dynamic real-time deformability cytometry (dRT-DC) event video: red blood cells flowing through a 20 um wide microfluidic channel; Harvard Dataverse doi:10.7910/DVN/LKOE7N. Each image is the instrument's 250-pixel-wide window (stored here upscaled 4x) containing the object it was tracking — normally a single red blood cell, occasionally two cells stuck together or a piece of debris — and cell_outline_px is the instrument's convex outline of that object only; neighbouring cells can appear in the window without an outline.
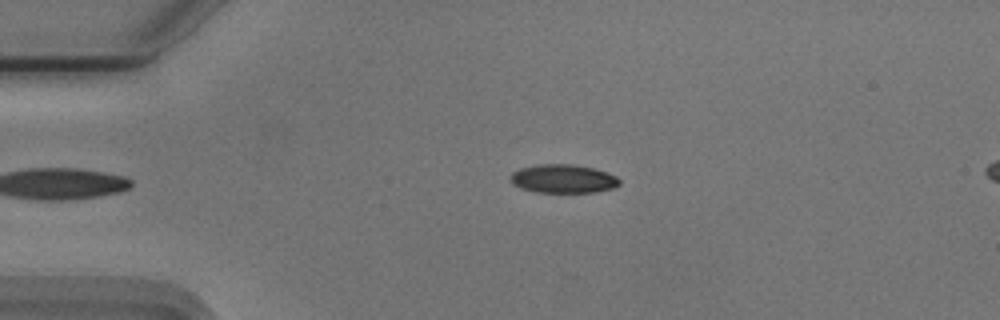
{"species": "Egyptian fruit bat (a non-hibernating species)", "species_latin": "Rousettus aegyptiacus", "temperature_condition": "cold", "stored_images_in_passage": 38, "camera_frame_rate_fps": 3000, "um_per_image_px": 0.085, "animal": {"sex": "male"}, "frame": {"image": 1, "passage_image": 1, "time_ms": 0.0, "image_size_px": [1000, 320], "cell_outline_px": [[620, 184], [612, 188], [596, 192], [536, 192], [520, 188], [512, 184], [508, 180], [508, 176], [512, 172], [520, 168], [536, 164], [572, 164], [592, 168], [616, 176], [620, 180]], "centroid_in_image_um": [47.79, 15.19], "position_along_channel_um": 37.2, "area_um2": 18.26}}
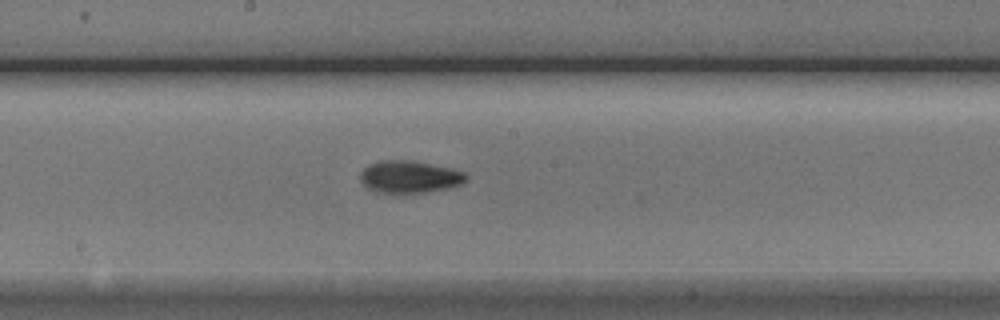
{"frame": {"image": 2, "passage_image": 18, "time_ms": 5.667, "image_size_px": [1000, 320], "cell_outline_px": [[468, 180], [464, 184], [448, 188], [424, 192], [396, 196], [376, 192], [368, 188], [360, 180], [360, 172], [368, 164], [380, 160], [408, 160], [452, 168], [464, 172], [468, 176]], "centroid_in_image_um": [34.8, 15.07], "position_along_channel_um": 213.4, "area_um2": 20.58}}
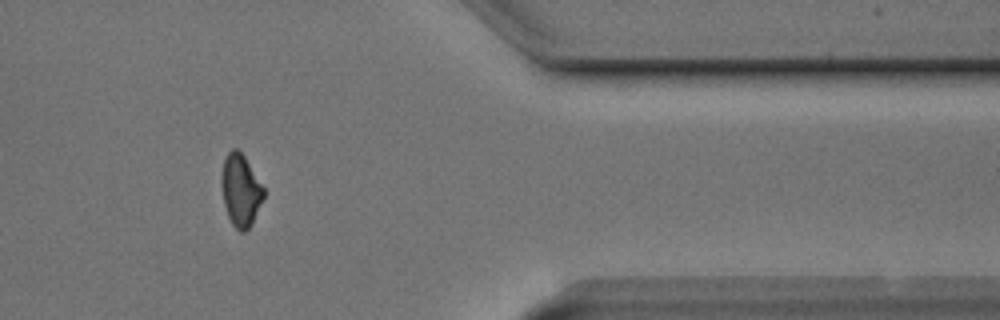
{"frame": {"image": 3, "passage_image": 34, "time_ms": 11.0, "image_size_px": [1000, 320], "cell_outline_px": [[264, 196], [252, 224], [244, 232], [240, 232], [232, 224], [228, 216], [224, 204], [220, 180], [220, 176], [224, 160], [228, 152], [232, 148], [236, 148], [244, 156], [264, 188]], "centroid_in_image_um": [20.43, 16.17], "position_along_channel_um": 391.0, "area_um2": 17.63}, "authors_computed_cell_mechanics": {"area_um2": 19.2474, "velocity_mm_per_s": 3.7475, "shape_relaxation_time_tau1_ms": 5.1456, "shape_relaxation_time_tau2_ms": 4.5176, "deformation_change_tau1": 0.142, "deformation_change_tau2": 0.0992}}